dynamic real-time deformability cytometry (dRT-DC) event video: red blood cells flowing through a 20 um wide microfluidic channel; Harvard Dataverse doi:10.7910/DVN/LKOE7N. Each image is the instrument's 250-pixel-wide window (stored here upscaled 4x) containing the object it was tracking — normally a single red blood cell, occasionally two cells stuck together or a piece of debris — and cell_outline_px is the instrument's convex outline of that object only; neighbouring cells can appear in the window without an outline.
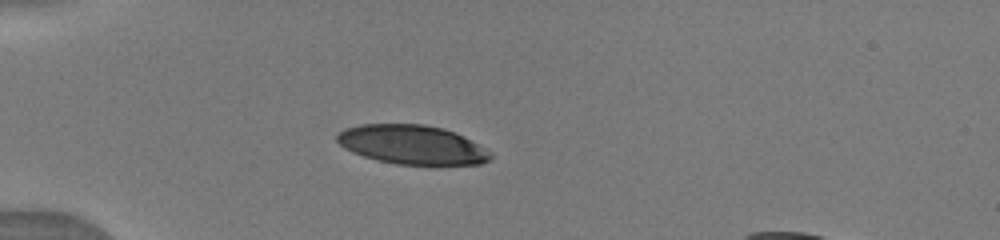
{"species": "human", "species_latin": "Homo sapiens", "temperature_condition": "warm", "stored_images_in_passage": 3, "camera_frame_rate_fps": 3000, "um_per_image_px": 0.085, "donor": {"sex": "male"}, "frame": {"image": 1, "passage_image": 1, "time_ms": 0.0, "image_size_px": [1000, 240], "cell_outline_px": [[492, 156], [488, 160], [480, 164], [436, 168], [396, 164], [376, 160], [352, 152], [344, 148], [336, 140], [336, 136], [344, 128], [360, 124], [424, 124], [444, 128], [492, 152]], "centroid_in_image_um": [35.04, 12.35], "position_along_channel_um": 50.0, "area_um2": 35.84}}
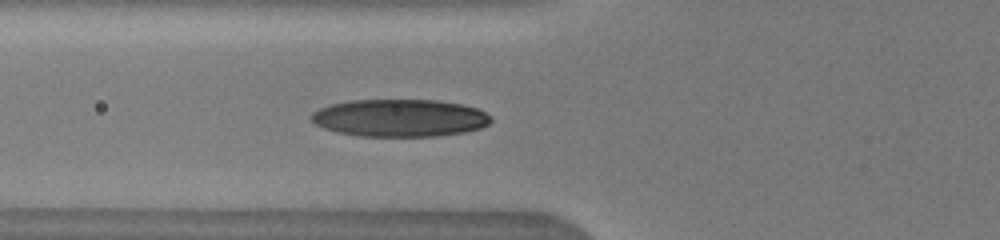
{"frame": {"image": 2, "passage_image": 3, "time_ms": 1.667, "image_size_px": [1000, 240], "cell_outline_px": [[492, 120], [488, 124], [480, 128], [464, 132], [436, 136], [360, 136], [336, 132], [324, 128], [316, 124], [308, 116], [312, 112], [320, 108], [332, 104], [352, 100], [436, 100], [460, 104], [476, 108], [492, 116]], "centroid_in_image_um": [33.97, 10.03], "position_along_channel_um": 91.8, "area_um2": 39.19}}